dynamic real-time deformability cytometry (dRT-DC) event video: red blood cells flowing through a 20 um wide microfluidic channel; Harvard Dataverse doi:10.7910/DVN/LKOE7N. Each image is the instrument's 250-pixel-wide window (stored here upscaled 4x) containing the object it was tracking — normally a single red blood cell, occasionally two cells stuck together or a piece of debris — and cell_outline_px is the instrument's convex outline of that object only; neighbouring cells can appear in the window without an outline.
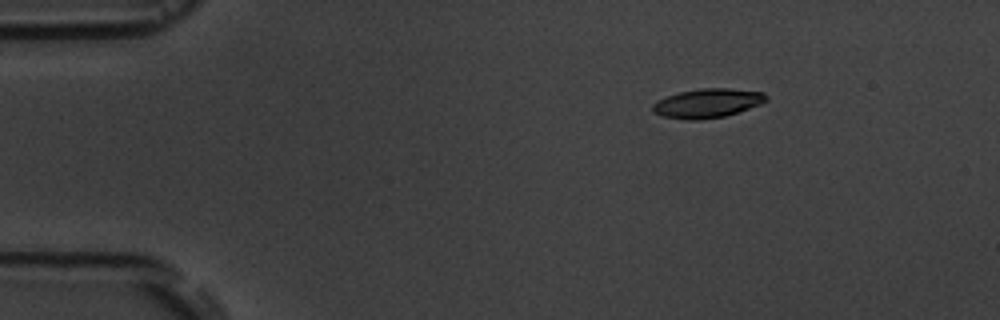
{"species": "common noctule bat (a hibernating species)", "species_latin": "Nyctalus noctula", "temperature_condition": "room temperature", "stored_images_in_passage": 5, "camera_frame_rate_fps": 3000, "um_per_image_px": 0.085, "animal": {"sex": "male", "body_mass_g": 19.5, "forearm_length_mm": 54.6}, "frame": {"image": 1, "passage_image": 2, "time_ms": 2.0, "image_size_px": [1000, 320], "cell_outline_px": [[768, 100], [760, 104], [724, 116], [700, 120], [688, 120], [664, 116], [652, 112], [652, 104], [656, 100], [680, 92], [700, 88], [728, 88], [764, 92], [768, 96]], "centroid_in_image_um": [60.12, 8.76], "position_along_channel_um": 24.9, "area_um2": 19.19}}
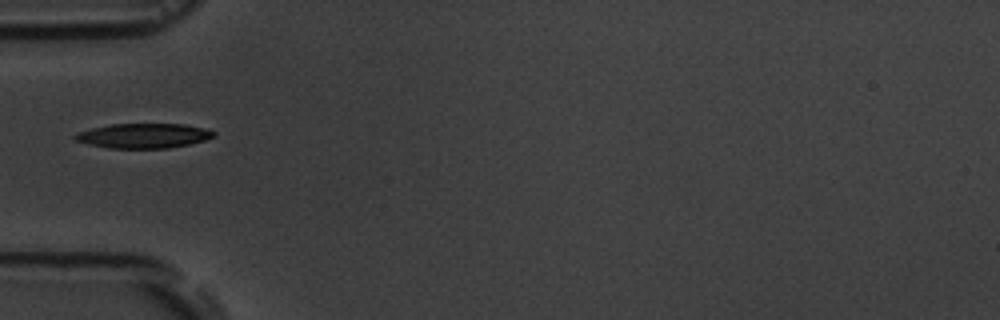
{"frame": {"image": 2, "passage_image": 5, "time_ms": 5.333, "image_size_px": [1000, 320], "cell_outline_px": [[216, 136], [204, 140], [188, 144], [168, 148], [108, 148], [88, 144], [76, 140], [72, 136], [80, 132], [92, 128], [112, 124], [184, 124], [204, 128], [216, 132]], "centroid_in_image_um": [12.22, 11.54], "position_along_channel_um": 72.8, "area_um2": 19.83}}